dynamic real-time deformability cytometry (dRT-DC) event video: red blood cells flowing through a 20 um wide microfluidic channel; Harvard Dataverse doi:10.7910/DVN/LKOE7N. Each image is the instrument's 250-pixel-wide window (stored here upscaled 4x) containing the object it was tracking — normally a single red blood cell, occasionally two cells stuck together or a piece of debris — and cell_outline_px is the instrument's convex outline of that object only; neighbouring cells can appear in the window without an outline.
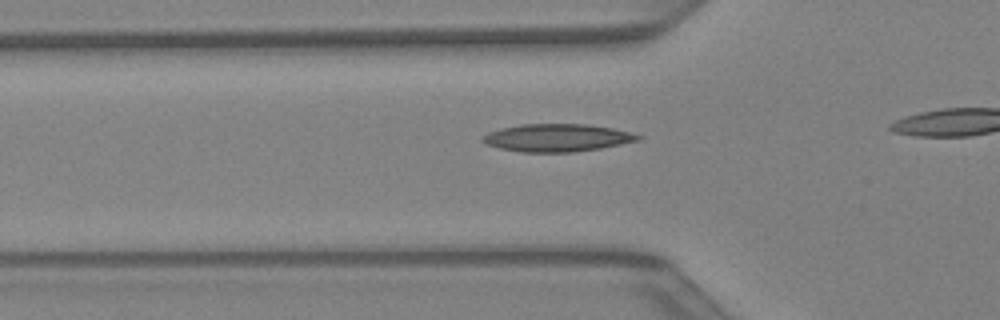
{"species": "Egyptian fruit bat (a non-hibernating species)", "species_latin": "Rousettus aegyptiacus", "temperature_condition": "warm", "stored_images_in_passage": 4, "camera_frame_rate_fps": 3000, "um_per_image_px": 0.085, "animal": {"sex": "female"}, "frame": {"image": 1, "passage_image": 4, "time_ms": 1.0, "image_size_px": [1000, 320], "cell_outline_px": [[644, 136], [640, 140], [600, 148], [572, 152], [520, 152], [500, 148], [488, 144], [480, 140], [488, 132], [500, 128], [520, 124], [588, 124], [612, 128], [632, 132]], "centroid_in_image_um": [47.38, 11.7], "position_along_channel_um": 78.4, "area_um2": 25.09}}